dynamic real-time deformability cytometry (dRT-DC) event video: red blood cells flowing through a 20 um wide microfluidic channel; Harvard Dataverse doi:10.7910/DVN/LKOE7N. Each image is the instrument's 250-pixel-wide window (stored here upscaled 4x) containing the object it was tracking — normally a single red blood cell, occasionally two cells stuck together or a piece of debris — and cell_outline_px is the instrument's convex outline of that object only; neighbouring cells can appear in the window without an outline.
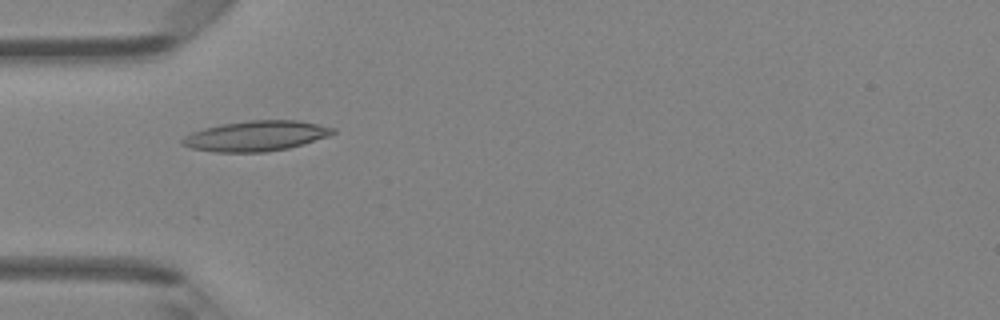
{"species": "Egyptian fruit bat (a non-hibernating species)", "species_latin": "Rousettus aegyptiacus", "temperature_condition": "room temperature", "stored_images_in_passage": 47, "camera_frame_rate_fps": 3000, "um_per_image_px": 0.085, "animal": {"sex": "female"}, "frame": {"image": 1, "passage_image": 15, "time_ms": 4.667, "image_size_px": [1000, 320], "cell_outline_px": [[336, 132], [328, 136], [288, 148], [264, 152], [212, 152], [192, 148], [180, 144], [180, 140], [184, 136], [192, 132], [204, 128], [224, 124], [252, 120], [296, 120], [336, 128]], "centroid_in_image_um": [21.73, 11.56], "position_along_channel_um": 63.3, "area_um2": 26.36}}
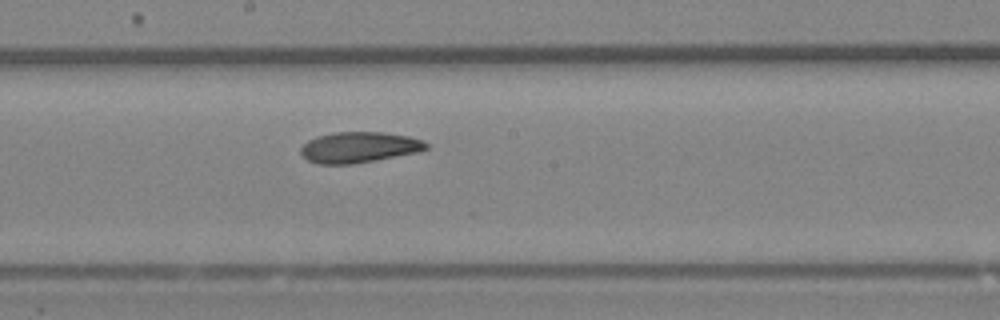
{"frame": {"image": 2, "passage_image": 26, "time_ms": 8.333, "image_size_px": [1000, 320], "cell_outline_px": [[428, 148], [416, 152], [376, 160], [352, 164], [316, 164], [308, 160], [300, 152], [300, 148], [308, 140], [316, 136], [332, 132], [380, 132], [408, 136], [420, 140], [428, 144]], "centroid_in_image_um": [30.47, 12.52], "position_along_channel_um": 217.7, "area_um2": 22.37}}
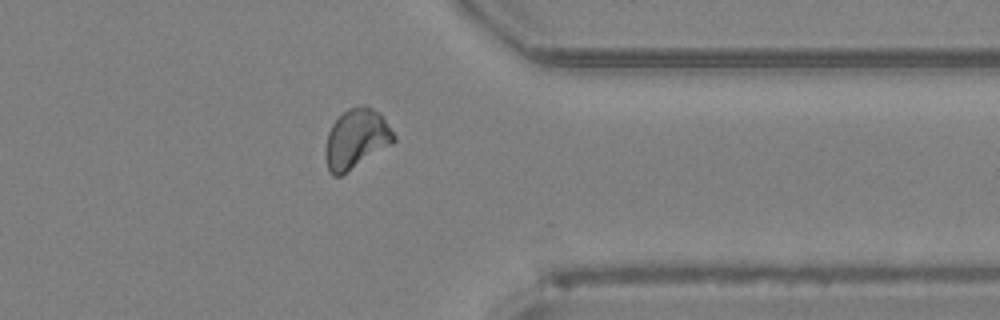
{"frame": {"image": 3, "passage_image": 38, "time_ms": 12.333, "image_size_px": [1000, 320], "cell_outline_px": [[396, 140], [340, 176], [332, 176], [328, 172], [324, 156], [324, 152], [328, 132], [332, 124], [348, 108], [364, 104], [380, 112], [396, 136]], "centroid_in_image_um": [30.25, 11.79], "position_along_channel_um": 381.2, "area_um2": 23.58}, "authors_computed_cell_mechanics": {"area_um2": 23.1778, "velocity_mm_per_s": 4.2628, "shape_relaxation_time_tau1_ms": 8.3878, "shape_relaxation_time_tau2_ms": null, "deformation_change_tau1": 0.1936, "deformation_change_tau2": null}}